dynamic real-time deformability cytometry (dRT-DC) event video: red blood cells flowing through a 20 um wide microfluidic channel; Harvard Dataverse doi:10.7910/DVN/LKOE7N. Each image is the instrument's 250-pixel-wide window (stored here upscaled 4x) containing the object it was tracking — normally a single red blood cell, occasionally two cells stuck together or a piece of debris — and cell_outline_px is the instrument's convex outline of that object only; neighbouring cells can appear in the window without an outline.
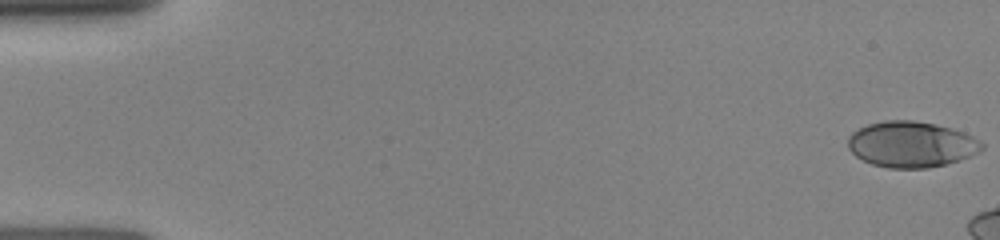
{"species": "human", "species_latin": "Homo sapiens", "temperature_condition": "room temperature", "stored_images_in_passage": 9, "camera_frame_rate_fps": 3000, "um_per_image_px": 0.085, "donor": {"sex": "female"}, "frame": {"image": 1, "passage_image": 1, "time_ms": 0.0, "image_size_px": [1000, 240], "cell_outline_px": [[984, 148], [968, 156], [944, 164], [928, 168], [888, 168], [872, 164], [856, 156], [848, 148], [848, 136], [852, 132], [868, 124], [884, 120], [912, 120], [936, 124], [964, 132], [980, 140], [984, 144]], "centroid_in_image_um": [77.43, 12.26], "position_along_channel_um": 7.6, "area_um2": 35.6}}